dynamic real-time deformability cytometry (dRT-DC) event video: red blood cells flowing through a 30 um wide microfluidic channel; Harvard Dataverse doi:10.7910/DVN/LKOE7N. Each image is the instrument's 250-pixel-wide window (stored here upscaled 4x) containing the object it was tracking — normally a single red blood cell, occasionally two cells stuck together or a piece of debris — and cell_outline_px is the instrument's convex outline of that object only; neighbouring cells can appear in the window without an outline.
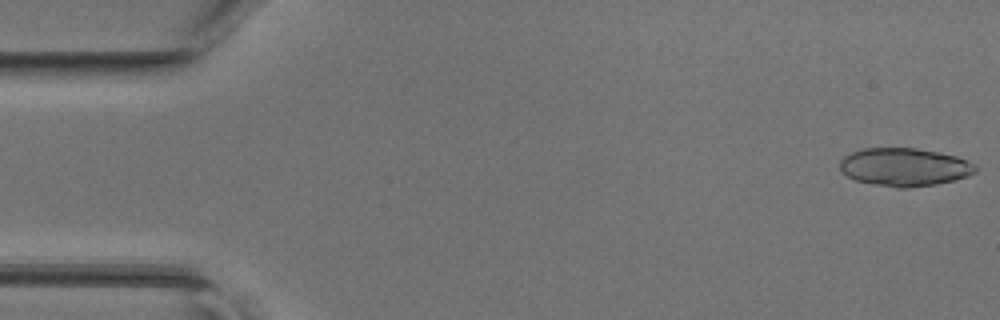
{"species": "common noctule bat (a hibernating species)", "species_latin": "Nyctalus noctula", "temperature_condition": "room temperature", "stored_images_in_passage": 45, "camera_frame_rate_fps": 3000, "um_per_image_px": 0.085, "animal": {"sex": "female", "body_mass_g": 17.0, "forearm_length_mm": 48.0}, "frame": {"image": 1, "passage_image": 1, "time_ms": 0.0, "image_size_px": [1000, 320], "cell_outline_px": [[976, 168], [968, 176], [952, 180], [932, 184], [876, 184], [856, 180], [848, 176], [840, 168], [840, 160], [844, 156], [852, 152], [868, 148], [916, 148], [956, 156], [972, 164]], "centroid_in_image_um": [76.83, 14.14], "position_along_channel_um": 8.2, "area_um2": 28.44}}
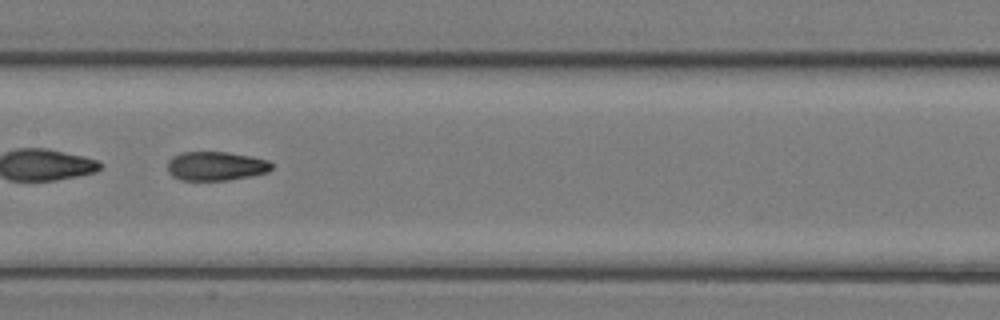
{"frame": {"image": 2, "passage_image": 23, "time_ms": 7.333, "image_size_px": [1000, 320], "cell_outline_px": [[272, 168], [268, 172], [248, 176], [224, 180], [184, 180], [172, 176], [168, 168], [168, 160], [172, 156], [184, 152], [224, 152], [248, 156], [268, 160], [272, 164]], "centroid_in_image_um": [18.33, 14.11], "position_along_channel_um": 189.1, "area_um2": 17.28}}
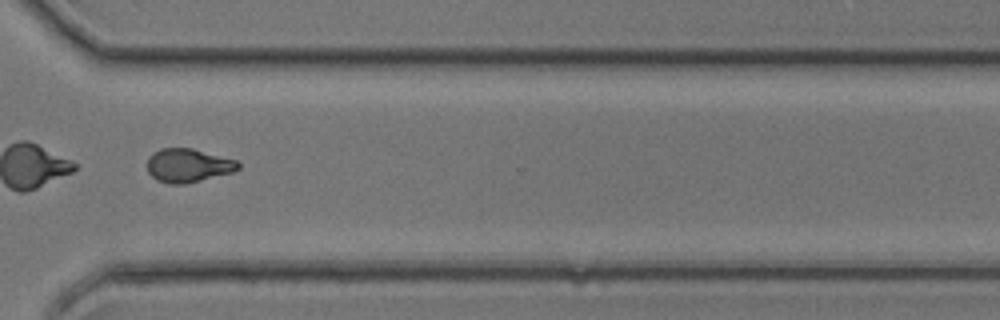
{"frame": {"image": 3, "passage_image": 34, "time_ms": 11.0, "image_size_px": [1000, 320], "cell_outline_px": [[240, 168], [232, 172], [184, 184], [172, 184], [156, 180], [148, 172], [148, 160], [160, 148], [192, 148], [236, 160], [240, 164]], "centroid_in_image_um": [16.0, 14.06], "position_along_channel_um": 354.6, "area_um2": 17.51}}